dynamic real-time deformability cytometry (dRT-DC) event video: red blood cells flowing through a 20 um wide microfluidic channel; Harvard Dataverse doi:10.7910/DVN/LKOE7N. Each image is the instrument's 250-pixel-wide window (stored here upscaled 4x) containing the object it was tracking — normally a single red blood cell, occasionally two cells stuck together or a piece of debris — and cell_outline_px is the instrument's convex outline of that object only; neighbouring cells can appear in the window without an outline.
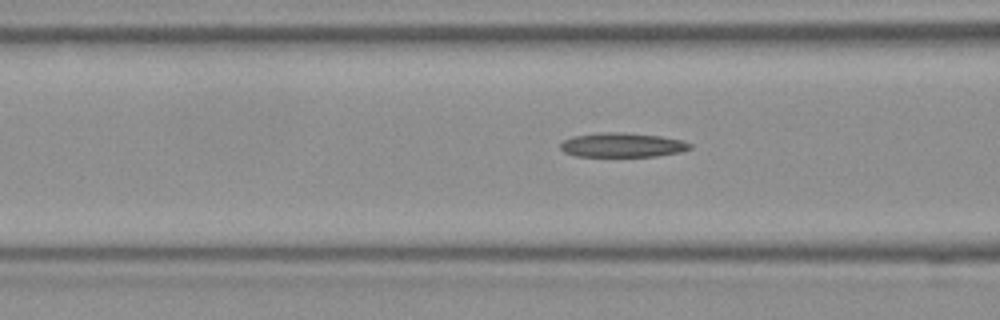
{"species": "Egyptian fruit bat (a non-hibernating species)", "species_latin": "Rousettus aegyptiacus", "temperature_condition": "room temperature", "stored_images_in_passage": 7, "camera_frame_rate_fps": 3000, "um_per_image_px": 0.085, "frame": {"image": 1, "passage_image": 5, "time_ms": 1.333, "image_size_px": [1000, 320], "cell_outline_px": [[692, 148], [680, 152], [656, 156], [576, 156], [564, 152], [560, 148], [560, 144], [564, 140], [572, 136], [600, 132], [624, 132], [660, 136], [684, 140], [692, 144]], "centroid_in_image_um": [52.91, 12.32], "position_along_channel_um": 113.7, "area_um2": 18.5}}